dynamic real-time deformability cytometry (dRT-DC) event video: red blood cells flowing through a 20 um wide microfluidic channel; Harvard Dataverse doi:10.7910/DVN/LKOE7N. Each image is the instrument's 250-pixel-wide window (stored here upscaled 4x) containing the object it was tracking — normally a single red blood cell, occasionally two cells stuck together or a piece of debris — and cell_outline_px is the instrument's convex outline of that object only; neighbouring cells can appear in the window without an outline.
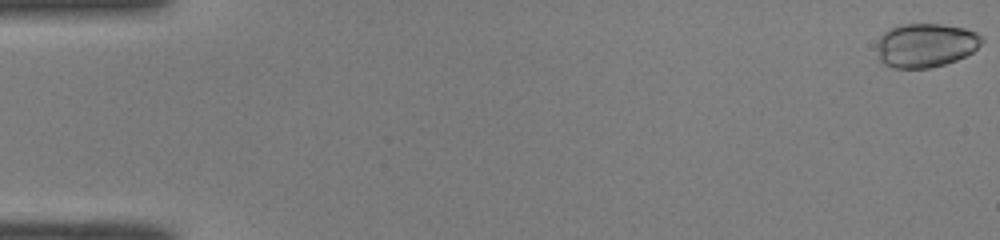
{"species": "common noctule bat (a hibernating species)", "species_latin": "Nyctalus noctula", "temperature_condition": "room temperature", "stored_images_in_passage": 29, "camera_frame_rate_fps": 3000, "um_per_image_px": 0.085, "animal": {"sex": "male", "body_mass_g": 19.0, "forearm_length_mm": 50.8}, "frame": {"image": 1, "passage_image": 1, "time_ms": 0.0, "image_size_px": [1000, 240], "cell_outline_px": [[984, 40], [972, 52], [956, 60], [944, 64], [928, 68], [892, 68], [884, 64], [876, 56], [876, 44], [880, 36], [884, 32], [892, 28], [904, 24], [940, 24], [964, 28], [976, 32], [984, 36]], "centroid_in_image_um": [78.65, 3.85], "position_along_channel_um": 6.3, "area_um2": 26.99}}
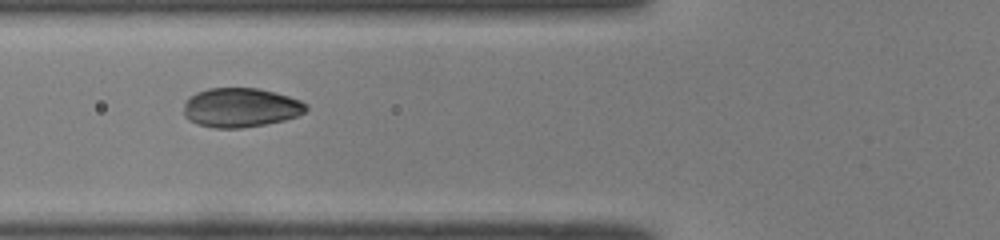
{"frame": {"image": 2, "passage_image": 20, "time_ms": 6.333, "image_size_px": [1000, 240], "cell_outline_px": [[308, 108], [304, 112], [296, 116], [284, 120], [264, 124], [240, 128], [216, 128], [196, 124], [188, 120], [184, 116], [184, 104], [188, 96], [196, 92], [208, 88], [260, 88], [276, 92], [300, 100], [308, 104]], "centroid_in_image_um": [20.43, 9.13], "position_along_channel_um": 105.4, "area_um2": 28.21}}
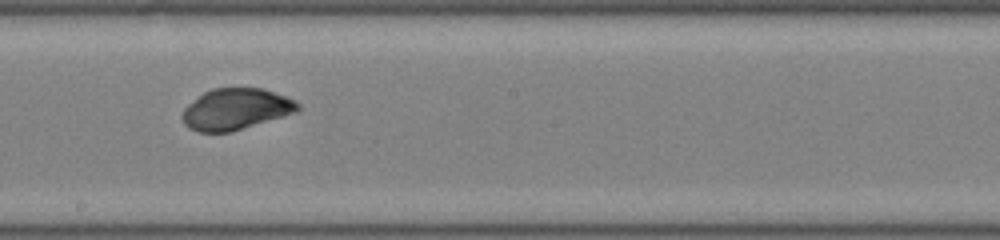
{"frame": {"image": 3, "passage_image": 29, "time_ms": 9.333, "image_size_px": [1000, 240], "cell_outline_px": [[300, 108], [296, 112], [284, 116], [228, 132], [200, 132], [188, 128], [184, 124], [180, 116], [184, 108], [188, 104], [204, 92], [212, 88], [264, 88], [284, 96], [300, 104]], "centroid_in_image_um": [20.0, 9.27], "position_along_channel_um": 228.2, "area_um2": 27.57}}